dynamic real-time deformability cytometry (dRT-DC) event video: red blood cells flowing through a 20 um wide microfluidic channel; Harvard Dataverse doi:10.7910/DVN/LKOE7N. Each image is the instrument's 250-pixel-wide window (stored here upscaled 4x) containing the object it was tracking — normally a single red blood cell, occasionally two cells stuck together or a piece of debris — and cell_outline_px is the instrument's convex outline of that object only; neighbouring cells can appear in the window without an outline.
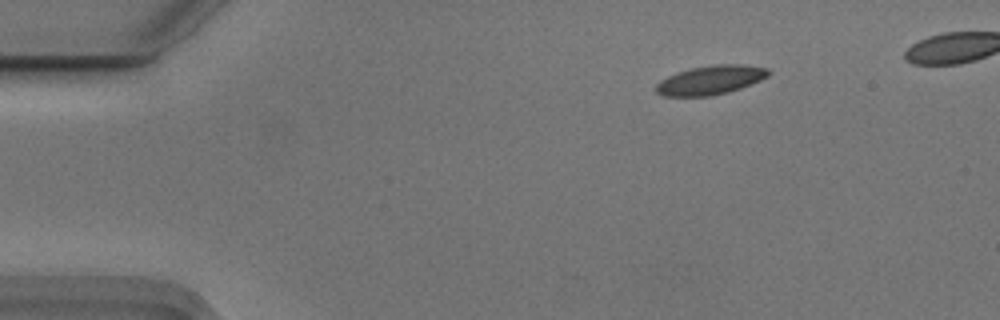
{"species": "Egyptian fruit bat (a non-hibernating species)", "species_latin": "Rousettus aegyptiacus", "temperature_condition": "cold", "stored_images_in_passage": 44, "camera_frame_rate_fps": 3000, "um_per_image_px": 0.085, "animal": {"sex": "male"}, "frame": {"image": 1, "passage_image": 1, "time_ms": 0.0, "image_size_px": [1000, 320], "cell_outline_px": [[772, 72], [768, 76], [760, 80], [740, 88], [728, 92], [708, 96], [664, 96], [656, 92], [656, 84], [660, 80], [676, 72], [688, 68], [712, 64], [740, 64], [768, 68]], "centroid_in_image_um": [60.38, 6.79], "position_along_channel_um": 24.6, "area_um2": 19.13}}
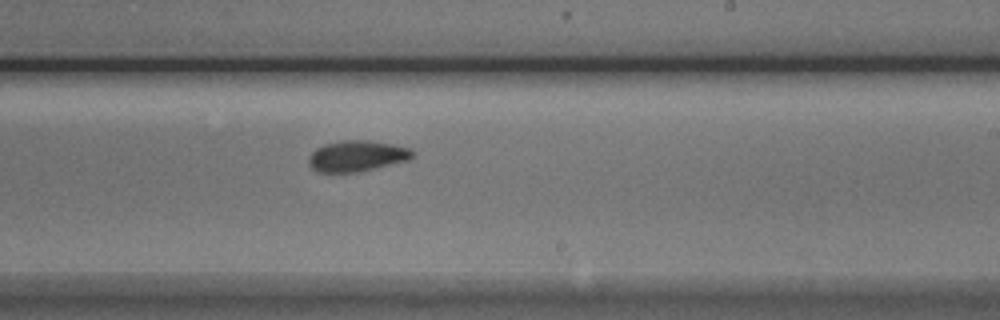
{"frame": {"image": 2, "passage_image": 26, "time_ms": 8.333, "image_size_px": [1000, 320], "cell_outline_px": [[416, 156], [408, 160], [356, 172], [320, 172], [312, 168], [308, 164], [308, 160], [312, 152], [316, 148], [324, 144], [340, 140], [368, 140], [392, 144], [412, 148], [416, 152]], "centroid_in_image_um": [30.37, 13.24], "position_along_channel_um": 258.6, "area_um2": 18.79}}
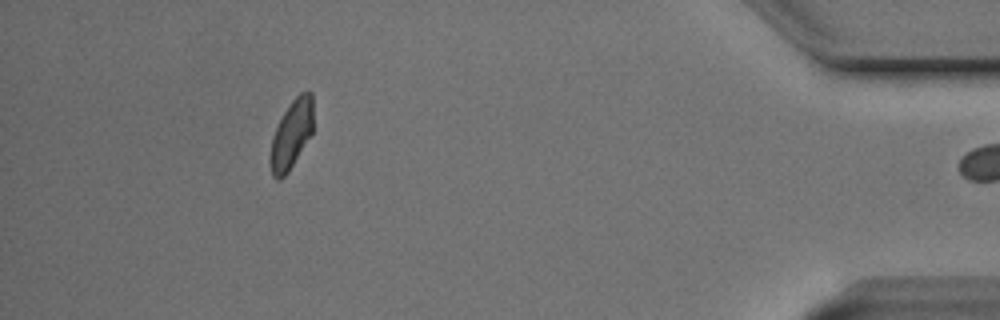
{"frame": {"image": 3, "passage_image": 43, "time_ms": 14.0, "image_size_px": [1000, 320], "cell_outline_px": [[312, 132], [288, 172], [280, 180], [276, 180], [272, 176], [268, 160], [272, 136], [284, 112], [292, 100], [300, 92], [312, 92]], "centroid_in_image_um": [24.73, 11.47], "position_along_channel_um": 410.5, "area_um2": 17.05}}